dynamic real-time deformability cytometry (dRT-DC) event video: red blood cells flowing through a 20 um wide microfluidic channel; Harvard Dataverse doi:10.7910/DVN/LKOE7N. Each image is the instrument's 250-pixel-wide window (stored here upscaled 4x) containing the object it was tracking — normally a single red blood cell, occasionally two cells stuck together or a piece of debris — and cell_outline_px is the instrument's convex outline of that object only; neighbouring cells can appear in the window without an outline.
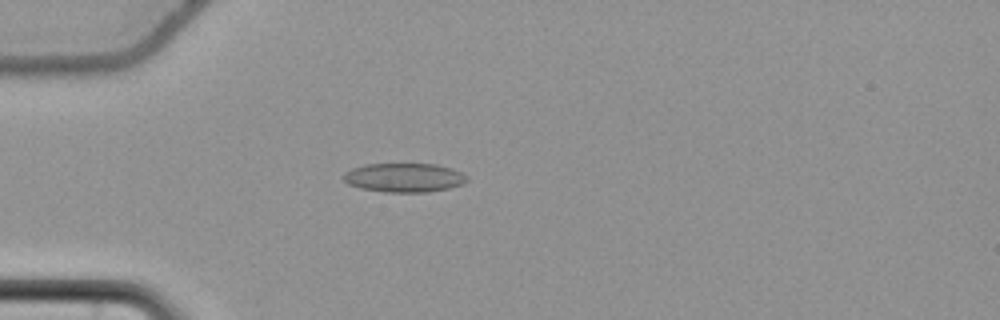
{"species": "common noctule bat (a hibernating species)", "species_latin": "Nyctalus noctula", "temperature_condition": "cold", "stored_images_in_passage": 47, "camera_frame_rate_fps": 3000, "um_per_image_px": 0.085, "animal": {"sex": "female", "body_mass_g": 22.7, "forearm_length_mm": 54.2}, "frame": {"image": 1, "passage_image": 7, "time_ms": 2.0, "image_size_px": [1000, 320], "cell_outline_px": [[468, 180], [464, 184], [448, 188], [428, 192], [384, 192], [360, 188], [348, 184], [344, 180], [344, 172], [352, 168], [364, 164], [436, 164], [452, 168], [468, 176]], "centroid_in_image_um": [34.36, 15.1], "position_along_channel_um": 50.6, "area_um2": 20.98}}
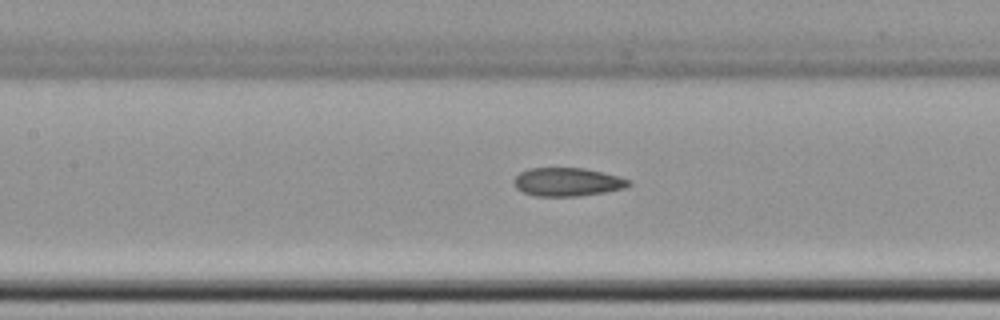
{"frame": {"image": 2, "passage_image": 17, "time_ms": 5.333, "image_size_px": [1000, 320], "cell_outline_px": [[632, 184], [628, 188], [580, 196], [536, 196], [524, 192], [516, 188], [512, 180], [520, 172], [528, 168], [584, 168], [620, 176], [632, 180]], "centroid_in_image_um": [48.27, 15.46], "position_along_channel_um": 159.1, "area_um2": 19.25}}
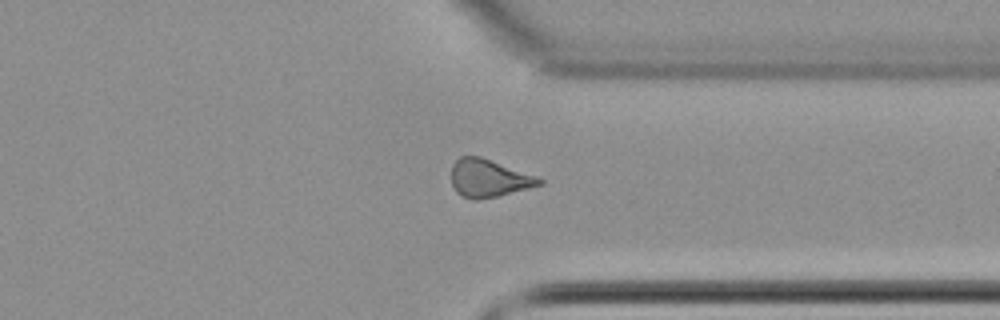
{"frame": {"image": 3, "passage_image": 34, "time_ms": 11.0, "image_size_px": [1000, 320], "cell_outline_px": [[544, 184], [496, 196], [476, 200], [472, 200], [460, 196], [456, 192], [452, 184], [452, 164], [460, 156], [480, 156], [536, 176], [544, 180]], "centroid_in_image_um": [41.52, 15.15], "position_along_channel_um": 369.9, "area_um2": 19.25}, "authors_computed_cell_mechanics": {"area_um2": 19.2474, "velocity_mm_per_s": 3.7259, "shape_relaxation_time_tau1_ms": null, "shape_relaxation_time_tau2_ms": 4.7164, "deformation_change_tau1": null, "deformation_change_tau2": 0.1052}}